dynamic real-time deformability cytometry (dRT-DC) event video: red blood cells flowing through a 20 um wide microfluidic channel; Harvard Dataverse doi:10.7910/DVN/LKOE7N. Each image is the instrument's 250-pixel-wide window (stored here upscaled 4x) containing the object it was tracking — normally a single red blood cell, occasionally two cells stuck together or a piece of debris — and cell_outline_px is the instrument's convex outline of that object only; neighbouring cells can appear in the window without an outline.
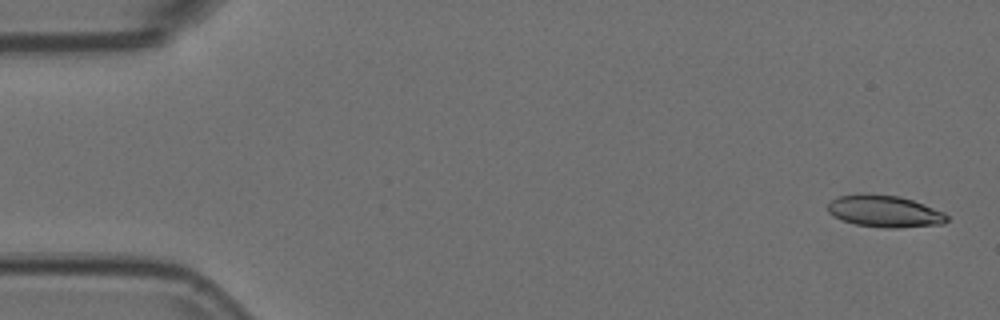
{"species": "Egyptian fruit bat (a non-hibernating species)", "species_latin": "Rousettus aegyptiacus", "temperature_condition": "room temperature", "stored_images_in_passage": 2, "camera_frame_rate_fps": 3000, "um_per_image_px": 0.085, "animal": {"sex": "female"}, "frame": {"image": 1, "passage_image": 1, "time_ms": 0.0, "image_size_px": [1000, 320], "cell_outline_px": [[948, 220], [944, 224], [896, 228], [888, 228], [856, 224], [832, 216], [828, 212], [828, 204], [836, 196], [856, 192], [868, 192], [900, 196], [924, 204], [944, 212], [948, 216]], "centroid_in_image_um": [75.17, 17.92], "position_along_channel_um": 9.8, "area_um2": 22.54}}